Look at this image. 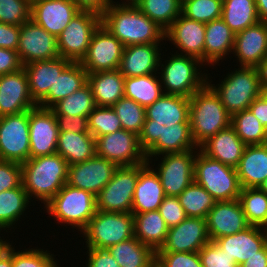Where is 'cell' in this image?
<instances>
[{
  "label": "cell",
  "mask_w": 267,
  "mask_h": 267,
  "mask_svg": "<svg viewBox=\"0 0 267 267\" xmlns=\"http://www.w3.org/2000/svg\"><path fill=\"white\" fill-rule=\"evenodd\" d=\"M43 207L57 223L79 229L80 233L97 211L96 196L93 193L67 183Z\"/></svg>",
  "instance_id": "cell-6"
},
{
  "label": "cell",
  "mask_w": 267,
  "mask_h": 267,
  "mask_svg": "<svg viewBox=\"0 0 267 267\" xmlns=\"http://www.w3.org/2000/svg\"><path fill=\"white\" fill-rule=\"evenodd\" d=\"M198 148L192 139L190 123H176L162 128L158 140L145 152V156L147 162L152 164L151 160L154 157L158 159L163 154L181 153Z\"/></svg>",
  "instance_id": "cell-30"
},
{
  "label": "cell",
  "mask_w": 267,
  "mask_h": 267,
  "mask_svg": "<svg viewBox=\"0 0 267 267\" xmlns=\"http://www.w3.org/2000/svg\"><path fill=\"white\" fill-rule=\"evenodd\" d=\"M20 26L0 23V48L16 51L19 44Z\"/></svg>",
  "instance_id": "cell-57"
},
{
  "label": "cell",
  "mask_w": 267,
  "mask_h": 267,
  "mask_svg": "<svg viewBox=\"0 0 267 267\" xmlns=\"http://www.w3.org/2000/svg\"><path fill=\"white\" fill-rule=\"evenodd\" d=\"M86 267H120L107 249L87 248Z\"/></svg>",
  "instance_id": "cell-56"
},
{
  "label": "cell",
  "mask_w": 267,
  "mask_h": 267,
  "mask_svg": "<svg viewBox=\"0 0 267 267\" xmlns=\"http://www.w3.org/2000/svg\"><path fill=\"white\" fill-rule=\"evenodd\" d=\"M140 164L118 166L112 179L96 195V208L103 212L131 213Z\"/></svg>",
  "instance_id": "cell-10"
},
{
  "label": "cell",
  "mask_w": 267,
  "mask_h": 267,
  "mask_svg": "<svg viewBox=\"0 0 267 267\" xmlns=\"http://www.w3.org/2000/svg\"><path fill=\"white\" fill-rule=\"evenodd\" d=\"M214 242L240 265L257 255L267 244V233L263 227L250 225L238 233L217 238Z\"/></svg>",
  "instance_id": "cell-24"
},
{
  "label": "cell",
  "mask_w": 267,
  "mask_h": 267,
  "mask_svg": "<svg viewBox=\"0 0 267 267\" xmlns=\"http://www.w3.org/2000/svg\"><path fill=\"white\" fill-rule=\"evenodd\" d=\"M205 23L186 18L182 14L165 31V40L171 41L180 53L199 59L205 64Z\"/></svg>",
  "instance_id": "cell-18"
},
{
  "label": "cell",
  "mask_w": 267,
  "mask_h": 267,
  "mask_svg": "<svg viewBox=\"0 0 267 267\" xmlns=\"http://www.w3.org/2000/svg\"><path fill=\"white\" fill-rule=\"evenodd\" d=\"M209 77L207 76V84L219 96L231 117L245 109H249L251 103L263 93L258 68H235L216 86Z\"/></svg>",
  "instance_id": "cell-4"
},
{
  "label": "cell",
  "mask_w": 267,
  "mask_h": 267,
  "mask_svg": "<svg viewBox=\"0 0 267 267\" xmlns=\"http://www.w3.org/2000/svg\"><path fill=\"white\" fill-rule=\"evenodd\" d=\"M168 228L180 224L187 218L179 198L176 196H165L158 208Z\"/></svg>",
  "instance_id": "cell-53"
},
{
  "label": "cell",
  "mask_w": 267,
  "mask_h": 267,
  "mask_svg": "<svg viewBox=\"0 0 267 267\" xmlns=\"http://www.w3.org/2000/svg\"><path fill=\"white\" fill-rule=\"evenodd\" d=\"M187 217L206 219L217 202L200 184L193 181L178 196Z\"/></svg>",
  "instance_id": "cell-43"
},
{
  "label": "cell",
  "mask_w": 267,
  "mask_h": 267,
  "mask_svg": "<svg viewBox=\"0 0 267 267\" xmlns=\"http://www.w3.org/2000/svg\"><path fill=\"white\" fill-rule=\"evenodd\" d=\"M198 253L203 267H239L234 258L228 256L214 241L204 245Z\"/></svg>",
  "instance_id": "cell-52"
},
{
  "label": "cell",
  "mask_w": 267,
  "mask_h": 267,
  "mask_svg": "<svg viewBox=\"0 0 267 267\" xmlns=\"http://www.w3.org/2000/svg\"><path fill=\"white\" fill-rule=\"evenodd\" d=\"M210 241L232 235L250 226L239 199L216 202L206 217Z\"/></svg>",
  "instance_id": "cell-21"
},
{
  "label": "cell",
  "mask_w": 267,
  "mask_h": 267,
  "mask_svg": "<svg viewBox=\"0 0 267 267\" xmlns=\"http://www.w3.org/2000/svg\"><path fill=\"white\" fill-rule=\"evenodd\" d=\"M239 201L250 225L267 227V194L265 192L259 187L242 188Z\"/></svg>",
  "instance_id": "cell-45"
},
{
  "label": "cell",
  "mask_w": 267,
  "mask_h": 267,
  "mask_svg": "<svg viewBox=\"0 0 267 267\" xmlns=\"http://www.w3.org/2000/svg\"><path fill=\"white\" fill-rule=\"evenodd\" d=\"M117 167L115 163L95 155L82 163L68 166L67 184L96 196L112 179Z\"/></svg>",
  "instance_id": "cell-17"
},
{
  "label": "cell",
  "mask_w": 267,
  "mask_h": 267,
  "mask_svg": "<svg viewBox=\"0 0 267 267\" xmlns=\"http://www.w3.org/2000/svg\"><path fill=\"white\" fill-rule=\"evenodd\" d=\"M17 53L22 65L59 57L57 37L48 33L33 20L20 26Z\"/></svg>",
  "instance_id": "cell-15"
},
{
  "label": "cell",
  "mask_w": 267,
  "mask_h": 267,
  "mask_svg": "<svg viewBox=\"0 0 267 267\" xmlns=\"http://www.w3.org/2000/svg\"><path fill=\"white\" fill-rule=\"evenodd\" d=\"M159 61V76L164 94L179 95L190 98L194 93L207 84V76L202 73L203 62L199 59L175 53L165 59V63ZM161 67V68H160ZM200 71V72H199Z\"/></svg>",
  "instance_id": "cell-5"
},
{
  "label": "cell",
  "mask_w": 267,
  "mask_h": 267,
  "mask_svg": "<svg viewBox=\"0 0 267 267\" xmlns=\"http://www.w3.org/2000/svg\"><path fill=\"white\" fill-rule=\"evenodd\" d=\"M22 184L21 164L0 160V192L14 189Z\"/></svg>",
  "instance_id": "cell-54"
},
{
  "label": "cell",
  "mask_w": 267,
  "mask_h": 267,
  "mask_svg": "<svg viewBox=\"0 0 267 267\" xmlns=\"http://www.w3.org/2000/svg\"><path fill=\"white\" fill-rule=\"evenodd\" d=\"M189 121L194 143L199 147L208 138L231 125L219 96L206 84L190 97Z\"/></svg>",
  "instance_id": "cell-3"
},
{
  "label": "cell",
  "mask_w": 267,
  "mask_h": 267,
  "mask_svg": "<svg viewBox=\"0 0 267 267\" xmlns=\"http://www.w3.org/2000/svg\"><path fill=\"white\" fill-rule=\"evenodd\" d=\"M196 153L198 149L160 155L161 163L155 171L166 196L178 197L194 181Z\"/></svg>",
  "instance_id": "cell-13"
},
{
  "label": "cell",
  "mask_w": 267,
  "mask_h": 267,
  "mask_svg": "<svg viewBox=\"0 0 267 267\" xmlns=\"http://www.w3.org/2000/svg\"><path fill=\"white\" fill-rule=\"evenodd\" d=\"M124 45L101 24L93 33L86 56L80 62L87 74L118 70Z\"/></svg>",
  "instance_id": "cell-14"
},
{
  "label": "cell",
  "mask_w": 267,
  "mask_h": 267,
  "mask_svg": "<svg viewBox=\"0 0 267 267\" xmlns=\"http://www.w3.org/2000/svg\"><path fill=\"white\" fill-rule=\"evenodd\" d=\"M209 242L206 219L187 217L168 228L164 244L156 252H198Z\"/></svg>",
  "instance_id": "cell-19"
},
{
  "label": "cell",
  "mask_w": 267,
  "mask_h": 267,
  "mask_svg": "<svg viewBox=\"0 0 267 267\" xmlns=\"http://www.w3.org/2000/svg\"><path fill=\"white\" fill-rule=\"evenodd\" d=\"M165 125L144 124L139 136L141 149L146 152L157 140Z\"/></svg>",
  "instance_id": "cell-59"
},
{
  "label": "cell",
  "mask_w": 267,
  "mask_h": 267,
  "mask_svg": "<svg viewBox=\"0 0 267 267\" xmlns=\"http://www.w3.org/2000/svg\"><path fill=\"white\" fill-rule=\"evenodd\" d=\"M125 77L119 70L87 74L96 106L112 107L124 97Z\"/></svg>",
  "instance_id": "cell-33"
},
{
  "label": "cell",
  "mask_w": 267,
  "mask_h": 267,
  "mask_svg": "<svg viewBox=\"0 0 267 267\" xmlns=\"http://www.w3.org/2000/svg\"><path fill=\"white\" fill-rule=\"evenodd\" d=\"M35 106L24 68L0 76V117L20 114Z\"/></svg>",
  "instance_id": "cell-20"
},
{
  "label": "cell",
  "mask_w": 267,
  "mask_h": 267,
  "mask_svg": "<svg viewBox=\"0 0 267 267\" xmlns=\"http://www.w3.org/2000/svg\"><path fill=\"white\" fill-rule=\"evenodd\" d=\"M23 68L17 51L0 48V76L19 71Z\"/></svg>",
  "instance_id": "cell-58"
},
{
  "label": "cell",
  "mask_w": 267,
  "mask_h": 267,
  "mask_svg": "<svg viewBox=\"0 0 267 267\" xmlns=\"http://www.w3.org/2000/svg\"><path fill=\"white\" fill-rule=\"evenodd\" d=\"M54 260V254L50 251L37 247L16 251L12 245V267H59Z\"/></svg>",
  "instance_id": "cell-49"
},
{
  "label": "cell",
  "mask_w": 267,
  "mask_h": 267,
  "mask_svg": "<svg viewBox=\"0 0 267 267\" xmlns=\"http://www.w3.org/2000/svg\"><path fill=\"white\" fill-rule=\"evenodd\" d=\"M156 74L125 77L124 97L134 100L145 108L153 104L164 94L161 80Z\"/></svg>",
  "instance_id": "cell-38"
},
{
  "label": "cell",
  "mask_w": 267,
  "mask_h": 267,
  "mask_svg": "<svg viewBox=\"0 0 267 267\" xmlns=\"http://www.w3.org/2000/svg\"><path fill=\"white\" fill-rule=\"evenodd\" d=\"M0 267H12V247L10 246L1 257Z\"/></svg>",
  "instance_id": "cell-65"
},
{
  "label": "cell",
  "mask_w": 267,
  "mask_h": 267,
  "mask_svg": "<svg viewBox=\"0 0 267 267\" xmlns=\"http://www.w3.org/2000/svg\"><path fill=\"white\" fill-rule=\"evenodd\" d=\"M80 10L102 14L111 4V0H72Z\"/></svg>",
  "instance_id": "cell-61"
},
{
  "label": "cell",
  "mask_w": 267,
  "mask_h": 267,
  "mask_svg": "<svg viewBox=\"0 0 267 267\" xmlns=\"http://www.w3.org/2000/svg\"><path fill=\"white\" fill-rule=\"evenodd\" d=\"M223 0H183L181 14L188 19L209 23L222 16Z\"/></svg>",
  "instance_id": "cell-47"
},
{
  "label": "cell",
  "mask_w": 267,
  "mask_h": 267,
  "mask_svg": "<svg viewBox=\"0 0 267 267\" xmlns=\"http://www.w3.org/2000/svg\"><path fill=\"white\" fill-rule=\"evenodd\" d=\"M89 132L95 138L122 129V124L112 107L96 106L88 116Z\"/></svg>",
  "instance_id": "cell-48"
},
{
  "label": "cell",
  "mask_w": 267,
  "mask_h": 267,
  "mask_svg": "<svg viewBox=\"0 0 267 267\" xmlns=\"http://www.w3.org/2000/svg\"><path fill=\"white\" fill-rule=\"evenodd\" d=\"M96 156L105 158L117 166H132L147 162L141 149L139 136L120 129L95 138Z\"/></svg>",
  "instance_id": "cell-12"
},
{
  "label": "cell",
  "mask_w": 267,
  "mask_h": 267,
  "mask_svg": "<svg viewBox=\"0 0 267 267\" xmlns=\"http://www.w3.org/2000/svg\"><path fill=\"white\" fill-rule=\"evenodd\" d=\"M235 35L222 18L206 23L205 65L214 67L220 60L227 58L229 53H233Z\"/></svg>",
  "instance_id": "cell-32"
},
{
  "label": "cell",
  "mask_w": 267,
  "mask_h": 267,
  "mask_svg": "<svg viewBox=\"0 0 267 267\" xmlns=\"http://www.w3.org/2000/svg\"><path fill=\"white\" fill-rule=\"evenodd\" d=\"M259 188L267 194V178L264 180V182L260 185Z\"/></svg>",
  "instance_id": "cell-67"
},
{
  "label": "cell",
  "mask_w": 267,
  "mask_h": 267,
  "mask_svg": "<svg viewBox=\"0 0 267 267\" xmlns=\"http://www.w3.org/2000/svg\"><path fill=\"white\" fill-rule=\"evenodd\" d=\"M246 146L230 125L208 138L199 146V150L224 165L236 168Z\"/></svg>",
  "instance_id": "cell-27"
},
{
  "label": "cell",
  "mask_w": 267,
  "mask_h": 267,
  "mask_svg": "<svg viewBox=\"0 0 267 267\" xmlns=\"http://www.w3.org/2000/svg\"><path fill=\"white\" fill-rule=\"evenodd\" d=\"M59 132L90 133L84 116L55 115Z\"/></svg>",
  "instance_id": "cell-55"
},
{
  "label": "cell",
  "mask_w": 267,
  "mask_h": 267,
  "mask_svg": "<svg viewBox=\"0 0 267 267\" xmlns=\"http://www.w3.org/2000/svg\"><path fill=\"white\" fill-rule=\"evenodd\" d=\"M70 63V60L59 56L52 60L36 61L23 66L28 77L30 95L36 104L48 93L57 76Z\"/></svg>",
  "instance_id": "cell-29"
},
{
  "label": "cell",
  "mask_w": 267,
  "mask_h": 267,
  "mask_svg": "<svg viewBox=\"0 0 267 267\" xmlns=\"http://www.w3.org/2000/svg\"><path fill=\"white\" fill-rule=\"evenodd\" d=\"M2 229H0V233H1ZM4 239H2V237L0 236V257L5 253L7 252L8 248L10 246H12L10 244V242L7 240L3 241Z\"/></svg>",
  "instance_id": "cell-66"
},
{
  "label": "cell",
  "mask_w": 267,
  "mask_h": 267,
  "mask_svg": "<svg viewBox=\"0 0 267 267\" xmlns=\"http://www.w3.org/2000/svg\"><path fill=\"white\" fill-rule=\"evenodd\" d=\"M159 175L150 163L140 164V172L135 186L131 213L141 214L158 210L165 198Z\"/></svg>",
  "instance_id": "cell-26"
},
{
  "label": "cell",
  "mask_w": 267,
  "mask_h": 267,
  "mask_svg": "<svg viewBox=\"0 0 267 267\" xmlns=\"http://www.w3.org/2000/svg\"><path fill=\"white\" fill-rule=\"evenodd\" d=\"M190 98L163 94L153 104L146 107L144 124H159L172 126L176 123H190Z\"/></svg>",
  "instance_id": "cell-28"
},
{
  "label": "cell",
  "mask_w": 267,
  "mask_h": 267,
  "mask_svg": "<svg viewBox=\"0 0 267 267\" xmlns=\"http://www.w3.org/2000/svg\"><path fill=\"white\" fill-rule=\"evenodd\" d=\"M87 83V72L80 62H71L57 76L48 93L37 103L42 108H51L58 101L70 96Z\"/></svg>",
  "instance_id": "cell-34"
},
{
  "label": "cell",
  "mask_w": 267,
  "mask_h": 267,
  "mask_svg": "<svg viewBox=\"0 0 267 267\" xmlns=\"http://www.w3.org/2000/svg\"><path fill=\"white\" fill-rule=\"evenodd\" d=\"M155 267H203L198 252H156Z\"/></svg>",
  "instance_id": "cell-51"
},
{
  "label": "cell",
  "mask_w": 267,
  "mask_h": 267,
  "mask_svg": "<svg viewBox=\"0 0 267 267\" xmlns=\"http://www.w3.org/2000/svg\"><path fill=\"white\" fill-rule=\"evenodd\" d=\"M221 18L235 34L260 21L255 0H223Z\"/></svg>",
  "instance_id": "cell-39"
},
{
  "label": "cell",
  "mask_w": 267,
  "mask_h": 267,
  "mask_svg": "<svg viewBox=\"0 0 267 267\" xmlns=\"http://www.w3.org/2000/svg\"><path fill=\"white\" fill-rule=\"evenodd\" d=\"M242 188H257L267 178V143L248 145L236 167Z\"/></svg>",
  "instance_id": "cell-31"
},
{
  "label": "cell",
  "mask_w": 267,
  "mask_h": 267,
  "mask_svg": "<svg viewBox=\"0 0 267 267\" xmlns=\"http://www.w3.org/2000/svg\"><path fill=\"white\" fill-rule=\"evenodd\" d=\"M96 107L91 87L86 83L79 90L58 101L50 109L55 115L87 117Z\"/></svg>",
  "instance_id": "cell-42"
},
{
  "label": "cell",
  "mask_w": 267,
  "mask_h": 267,
  "mask_svg": "<svg viewBox=\"0 0 267 267\" xmlns=\"http://www.w3.org/2000/svg\"><path fill=\"white\" fill-rule=\"evenodd\" d=\"M120 267H155L156 252L135 236L107 249Z\"/></svg>",
  "instance_id": "cell-36"
},
{
  "label": "cell",
  "mask_w": 267,
  "mask_h": 267,
  "mask_svg": "<svg viewBox=\"0 0 267 267\" xmlns=\"http://www.w3.org/2000/svg\"><path fill=\"white\" fill-rule=\"evenodd\" d=\"M29 159V110L0 117V160L22 164Z\"/></svg>",
  "instance_id": "cell-11"
},
{
  "label": "cell",
  "mask_w": 267,
  "mask_h": 267,
  "mask_svg": "<svg viewBox=\"0 0 267 267\" xmlns=\"http://www.w3.org/2000/svg\"><path fill=\"white\" fill-rule=\"evenodd\" d=\"M159 44H140L124 47L119 71L124 77H139L159 73L161 58Z\"/></svg>",
  "instance_id": "cell-25"
},
{
  "label": "cell",
  "mask_w": 267,
  "mask_h": 267,
  "mask_svg": "<svg viewBox=\"0 0 267 267\" xmlns=\"http://www.w3.org/2000/svg\"><path fill=\"white\" fill-rule=\"evenodd\" d=\"M81 233L86 248L108 249L134 237V215L97 210Z\"/></svg>",
  "instance_id": "cell-8"
},
{
  "label": "cell",
  "mask_w": 267,
  "mask_h": 267,
  "mask_svg": "<svg viewBox=\"0 0 267 267\" xmlns=\"http://www.w3.org/2000/svg\"><path fill=\"white\" fill-rule=\"evenodd\" d=\"M168 227L158 210L134 214V236L155 252L164 244Z\"/></svg>",
  "instance_id": "cell-37"
},
{
  "label": "cell",
  "mask_w": 267,
  "mask_h": 267,
  "mask_svg": "<svg viewBox=\"0 0 267 267\" xmlns=\"http://www.w3.org/2000/svg\"><path fill=\"white\" fill-rule=\"evenodd\" d=\"M59 129L50 108L35 106L29 110L30 158L56 153Z\"/></svg>",
  "instance_id": "cell-16"
},
{
  "label": "cell",
  "mask_w": 267,
  "mask_h": 267,
  "mask_svg": "<svg viewBox=\"0 0 267 267\" xmlns=\"http://www.w3.org/2000/svg\"><path fill=\"white\" fill-rule=\"evenodd\" d=\"M101 25V15L80 10L57 37L59 56L81 62L88 52L93 33Z\"/></svg>",
  "instance_id": "cell-9"
},
{
  "label": "cell",
  "mask_w": 267,
  "mask_h": 267,
  "mask_svg": "<svg viewBox=\"0 0 267 267\" xmlns=\"http://www.w3.org/2000/svg\"><path fill=\"white\" fill-rule=\"evenodd\" d=\"M29 200L22 184L14 189L0 192V229L6 232L14 229L13 225L20 220L25 209L29 207V203H31Z\"/></svg>",
  "instance_id": "cell-40"
},
{
  "label": "cell",
  "mask_w": 267,
  "mask_h": 267,
  "mask_svg": "<svg viewBox=\"0 0 267 267\" xmlns=\"http://www.w3.org/2000/svg\"><path fill=\"white\" fill-rule=\"evenodd\" d=\"M260 21L267 23V0H255Z\"/></svg>",
  "instance_id": "cell-64"
},
{
  "label": "cell",
  "mask_w": 267,
  "mask_h": 267,
  "mask_svg": "<svg viewBox=\"0 0 267 267\" xmlns=\"http://www.w3.org/2000/svg\"><path fill=\"white\" fill-rule=\"evenodd\" d=\"M232 54L240 67L258 68L267 57V23L259 21L236 33Z\"/></svg>",
  "instance_id": "cell-23"
},
{
  "label": "cell",
  "mask_w": 267,
  "mask_h": 267,
  "mask_svg": "<svg viewBox=\"0 0 267 267\" xmlns=\"http://www.w3.org/2000/svg\"><path fill=\"white\" fill-rule=\"evenodd\" d=\"M101 24L124 47L140 44L162 45L161 41L165 40V31L142 13L133 1L111 2L101 14Z\"/></svg>",
  "instance_id": "cell-1"
},
{
  "label": "cell",
  "mask_w": 267,
  "mask_h": 267,
  "mask_svg": "<svg viewBox=\"0 0 267 267\" xmlns=\"http://www.w3.org/2000/svg\"><path fill=\"white\" fill-rule=\"evenodd\" d=\"M260 73V83L263 92H267V57L261 62L258 67Z\"/></svg>",
  "instance_id": "cell-63"
},
{
  "label": "cell",
  "mask_w": 267,
  "mask_h": 267,
  "mask_svg": "<svg viewBox=\"0 0 267 267\" xmlns=\"http://www.w3.org/2000/svg\"><path fill=\"white\" fill-rule=\"evenodd\" d=\"M56 153L69 166L82 163L96 155L95 137L90 133L59 132Z\"/></svg>",
  "instance_id": "cell-35"
},
{
  "label": "cell",
  "mask_w": 267,
  "mask_h": 267,
  "mask_svg": "<svg viewBox=\"0 0 267 267\" xmlns=\"http://www.w3.org/2000/svg\"><path fill=\"white\" fill-rule=\"evenodd\" d=\"M68 163L58 153L30 158L21 164L22 185L32 198L46 205L67 183Z\"/></svg>",
  "instance_id": "cell-2"
},
{
  "label": "cell",
  "mask_w": 267,
  "mask_h": 267,
  "mask_svg": "<svg viewBox=\"0 0 267 267\" xmlns=\"http://www.w3.org/2000/svg\"><path fill=\"white\" fill-rule=\"evenodd\" d=\"M231 126L247 146L267 143V128L261 124L250 109L233 115Z\"/></svg>",
  "instance_id": "cell-44"
},
{
  "label": "cell",
  "mask_w": 267,
  "mask_h": 267,
  "mask_svg": "<svg viewBox=\"0 0 267 267\" xmlns=\"http://www.w3.org/2000/svg\"><path fill=\"white\" fill-rule=\"evenodd\" d=\"M254 116L267 128V97L262 93L249 106Z\"/></svg>",
  "instance_id": "cell-60"
},
{
  "label": "cell",
  "mask_w": 267,
  "mask_h": 267,
  "mask_svg": "<svg viewBox=\"0 0 267 267\" xmlns=\"http://www.w3.org/2000/svg\"><path fill=\"white\" fill-rule=\"evenodd\" d=\"M194 181L217 202L239 199L242 189L236 168L206 156L199 148L194 162Z\"/></svg>",
  "instance_id": "cell-7"
},
{
  "label": "cell",
  "mask_w": 267,
  "mask_h": 267,
  "mask_svg": "<svg viewBox=\"0 0 267 267\" xmlns=\"http://www.w3.org/2000/svg\"><path fill=\"white\" fill-rule=\"evenodd\" d=\"M30 19V0H0V23L21 26Z\"/></svg>",
  "instance_id": "cell-50"
},
{
  "label": "cell",
  "mask_w": 267,
  "mask_h": 267,
  "mask_svg": "<svg viewBox=\"0 0 267 267\" xmlns=\"http://www.w3.org/2000/svg\"><path fill=\"white\" fill-rule=\"evenodd\" d=\"M239 267H267V244L257 252V255L248 258Z\"/></svg>",
  "instance_id": "cell-62"
},
{
  "label": "cell",
  "mask_w": 267,
  "mask_h": 267,
  "mask_svg": "<svg viewBox=\"0 0 267 267\" xmlns=\"http://www.w3.org/2000/svg\"><path fill=\"white\" fill-rule=\"evenodd\" d=\"M112 108L119 117L122 129L139 135L146 120V108L132 99L123 97Z\"/></svg>",
  "instance_id": "cell-46"
},
{
  "label": "cell",
  "mask_w": 267,
  "mask_h": 267,
  "mask_svg": "<svg viewBox=\"0 0 267 267\" xmlns=\"http://www.w3.org/2000/svg\"><path fill=\"white\" fill-rule=\"evenodd\" d=\"M79 11L72 0H36L31 3V20L58 37Z\"/></svg>",
  "instance_id": "cell-22"
},
{
  "label": "cell",
  "mask_w": 267,
  "mask_h": 267,
  "mask_svg": "<svg viewBox=\"0 0 267 267\" xmlns=\"http://www.w3.org/2000/svg\"><path fill=\"white\" fill-rule=\"evenodd\" d=\"M133 3L164 31L181 15V0H133Z\"/></svg>",
  "instance_id": "cell-41"
}]
</instances>
